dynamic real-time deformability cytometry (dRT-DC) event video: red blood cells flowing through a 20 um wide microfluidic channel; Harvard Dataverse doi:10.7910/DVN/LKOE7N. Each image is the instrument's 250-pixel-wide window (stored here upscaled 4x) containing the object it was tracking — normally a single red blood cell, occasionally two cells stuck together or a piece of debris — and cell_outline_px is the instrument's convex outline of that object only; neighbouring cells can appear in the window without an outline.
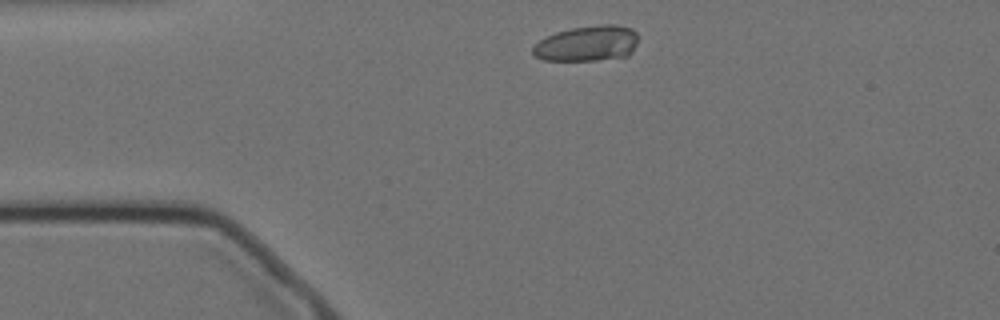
{"species": "Egyptian fruit bat (a non-hibernating species)", "species_latin": "Rousettus aegyptiacus", "temperature_condition": "cold", "stored_images_in_passage": 34, "camera_frame_rate_fps": 3000, "um_per_image_px": 0.085, "animal": {"sex": "female"}, "frame": {"image": 1, "passage_image": 1, "time_ms": 0.0, "image_size_px": [1000, 320], "cell_outline_px": [[636, 44], [632, 52], [628, 56], [596, 60], [544, 60], [536, 56], [532, 52], [532, 48], [540, 40], [556, 32], [572, 28], [600, 24], [616, 24], [632, 28], [636, 32]], "centroid_in_image_um": [49.94, 3.69], "position_along_channel_um": 35.1, "area_um2": 21.73}}
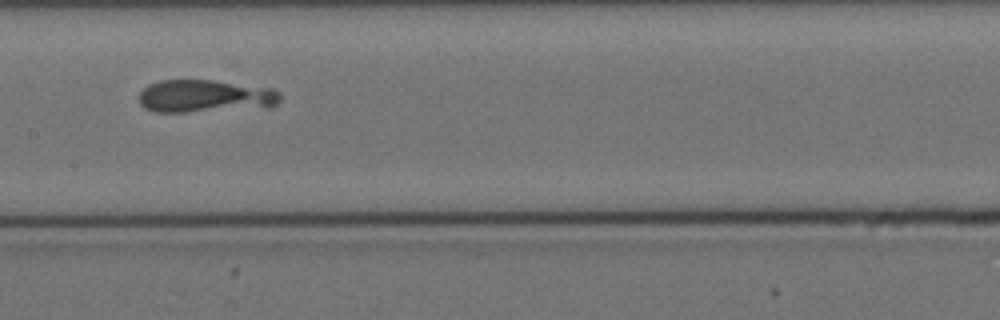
{"frame": {"image": 2, "passage_image": 17, "time_ms": 5.333, "image_size_px": [1000, 320], "cell_outline_px": [[280, 100], [272, 108], [184, 112], [156, 112], [144, 108], [140, 104], [140, 92], [148, 84], [160, 80], [212, 80], [272, 88], [280, 92]], "centroid_in_image_um": [17.48, 8.19], "position_along_channel_um": 189.9, "area_um2": 27.34}}
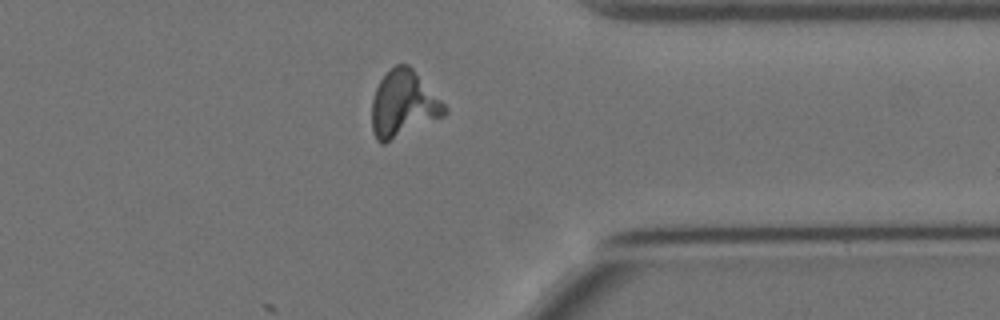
{"frame": {"image": 3, "passage_image": 34, "time_ms": 11.0, "image_size_px": [1000, 320], "cell_outline_px": [[448, 112], [444, 116], [384, 144], [380, 144], [376, 140], [372, 132], [372, 100], [376, 88], [380, 80], [396, 64], [408, 64], [412, 68], [448, 108]], "centroid_in_image_um": [34.28, 8.88], "position_along_channel_um": 377.1, "area_um2": 28.03}}